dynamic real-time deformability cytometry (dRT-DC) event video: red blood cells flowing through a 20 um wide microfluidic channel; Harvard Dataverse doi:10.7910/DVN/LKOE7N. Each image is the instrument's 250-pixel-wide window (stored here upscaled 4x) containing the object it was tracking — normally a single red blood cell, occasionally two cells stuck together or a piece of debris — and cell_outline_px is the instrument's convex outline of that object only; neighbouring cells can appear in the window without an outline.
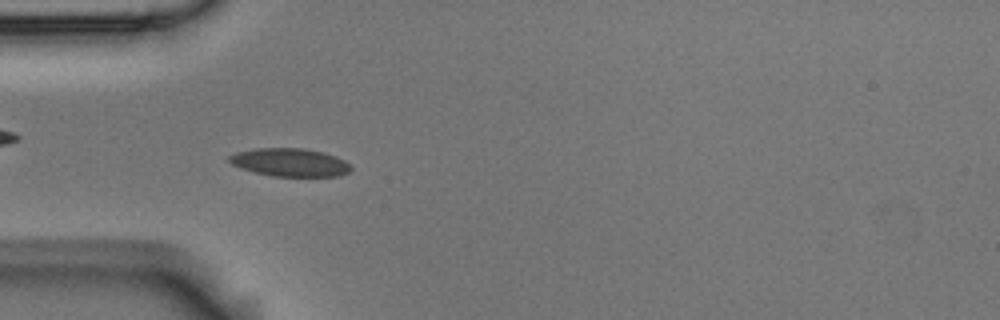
{"species": "Egyptian fruit bat (a non-hibernating species)", "species_latin": "Rousettus aegyptiacus", "temperature_condition": "room temperature", "stored_images_in_passage": 15, "camera_frame_rate_fps": 3000, "um_per_image_px": 0.085, "animal": {"sex": "male"}, "frame": {"image": 1, "passage_image": 5, "time_ms": 1.333, "image_size_px": [1000, 320], "cell_outline_px": [[352, 168], [348, 172], [340, 176], [272, 176], [240, 168], [232, 164], [228, 160], [228, 156], [236, 152], [256, 148], [304, 148], [324, 152], [336, 156], [352, 164]], "centroid_in_image_um": [24.67, 13.79], "position_along_channel_um": 60.3, "area_um2": 20.06}}
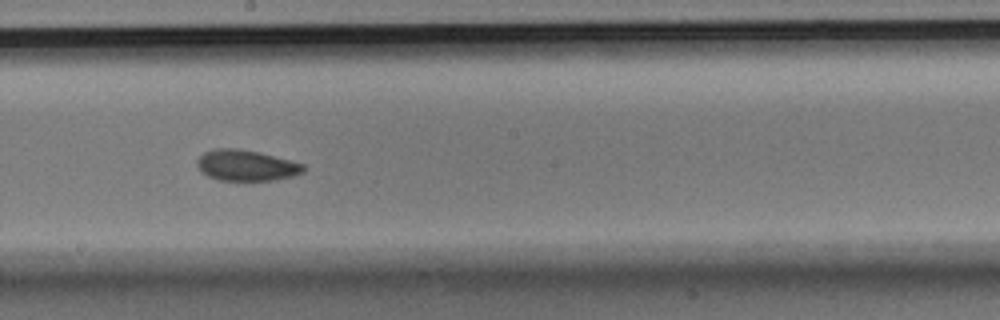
{"frame": {"image": 2, "passage_image": 9, "time_ms": 2.667, "image_size_px": [1000, 320], "cell_outline_px": [[304, 172], [292, 176], [272, 180], [220, 180], [208, 176], [196, 164], [196, 160], [204, 152], [216, 148], [236, 148], [256, 152], [304, 164]], "centroid_in_image_um": [20.9, 14.06], "position_along_channel_um": 227.3, "area_um2": 18.73}}
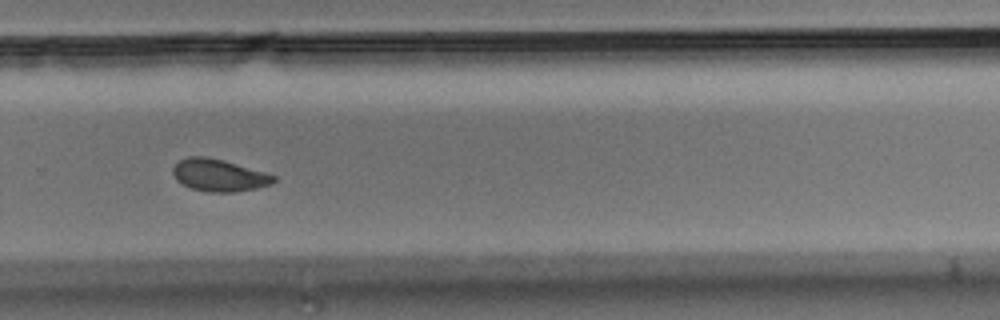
{"frame": {"image": 3, "passage_image": 11, "time_ms": 3.333, "image_size_px": [1000, 320], "cell_outline_px": [[276, 180], [272, 184], [256, 188], [236, 192], [208, 192], [192, 188], [176, 180], [172, 172], [172, 168], [180, 160], [188, 156], [204, 156], [224, 160], [264, 172], [276, 176]], "centroid_in_image_um": [18.61, 14.89], "position_along_channel_um": 311.2, "area_um2": 18.84}}